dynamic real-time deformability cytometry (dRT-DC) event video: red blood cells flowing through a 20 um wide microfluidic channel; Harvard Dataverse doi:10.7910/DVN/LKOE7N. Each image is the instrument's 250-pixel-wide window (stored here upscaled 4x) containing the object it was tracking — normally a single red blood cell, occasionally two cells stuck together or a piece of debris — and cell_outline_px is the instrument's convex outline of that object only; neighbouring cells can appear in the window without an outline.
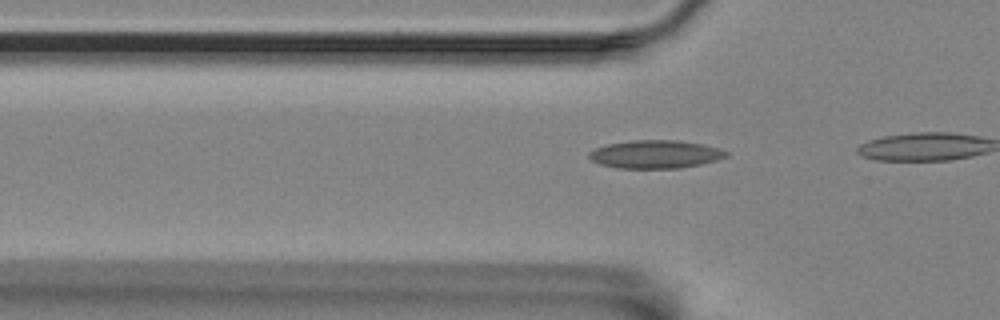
{"species": "Egyptian fruit bat (a non-hibernating species)", "species_latin": "Rousettus aegyptiacus", "temperature_condition": "room temperature", "stored_images_in_passage": 17, "camera_frame_rate_fps": 3000, "um_per_image_px": 0.085, "animal": {"sex": "female"}, "frame": {"image": 1, "passage_image": 14, "time_ms": 4.333, "image_size_px": [1000, 320], "cell_outline_px": [[728, 156], [716, 160], [700, 164], [680, 168], [616, 168], [600, 164], [592, 160], [588, 156], [588, 152], [596, 148], [608, 144], [632, 140], [676, 140], [704, 144], [728, 152]], "centroid_in_image_um": [55.69, 13.11], "position_along_channel_um": 70.1, "area_um2": 22.37}}